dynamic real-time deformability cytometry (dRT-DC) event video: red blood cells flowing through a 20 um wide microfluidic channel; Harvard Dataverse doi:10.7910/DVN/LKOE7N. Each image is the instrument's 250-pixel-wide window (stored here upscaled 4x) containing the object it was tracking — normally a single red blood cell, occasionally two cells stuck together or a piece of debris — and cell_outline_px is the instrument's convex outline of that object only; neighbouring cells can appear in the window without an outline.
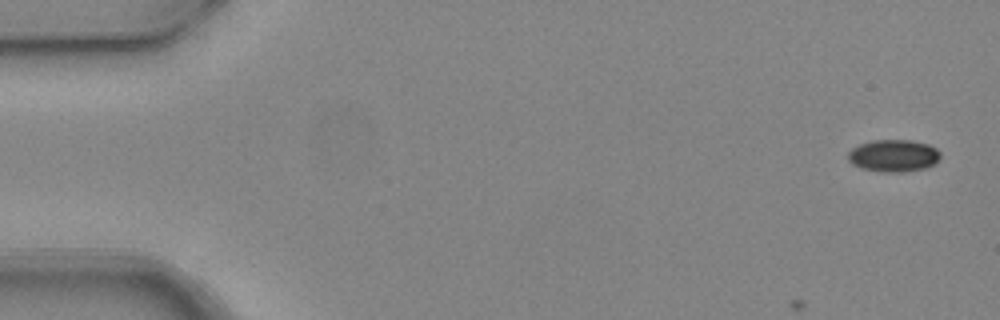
{"species": "common noctule bat (a hibernating species)", "species_latin": "Nyctalus noctula", "temperature_condition": "warm", "stored_images_in_passage": 7, "camera_frame_rate_fps": 3000, "um_per_image_px": 0.085, "animal": {"sex": "female", "body_mass_g": 24.6, "forearm_length_mm": 56.2}, "frame": {"image": 1, "passage_image": 1, "time_ms": 0.0, "image_size_px": [1000, 320], "cell_outline_px": [[940, 156], [936, 164], [924, 168], [904, 172], [884, 172], [860, 168], [852, 164], [848, 160], [848, 152], [852, 148], [860, 144], [872, 140], [912, 140], [928, 144], [936, 148], [940, 152]], "centroid_in_image_um": [75.95, 13.23], "position_along_channel_um": 9.0, "area_um2": 17.46}}
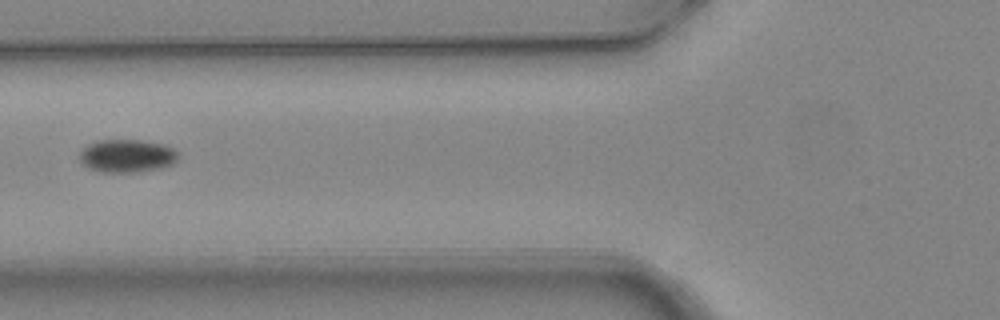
{"frame": {"image": 2, "passage_image": 6, "time_ms": 1.667, "image_size_px": [1000, 320], "cell_outline_px": [[180, 156], [172, 164], [160, 168], [136, 172], [100, 172], [88, 168], [80, 164], [80, 152], [88, 144], [100, 140], [140, 140], [164, 144], [180, 152]], "centroid_in_image_um": [10.8, 13.25], "position_along_channel_um": 115.0, "area_um2": 19.13}}
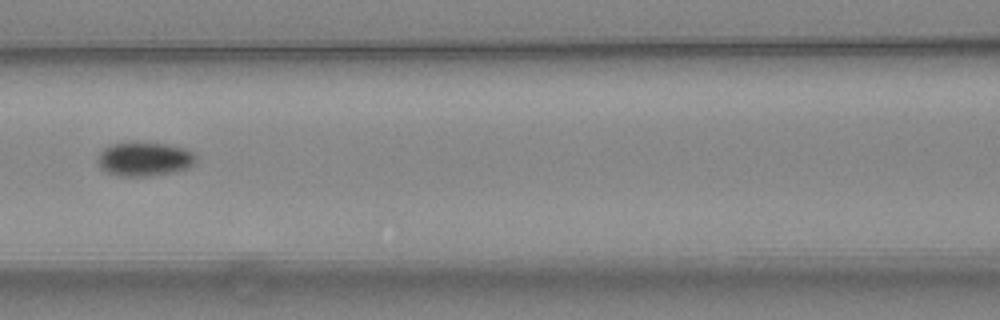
{"frame": {"image": 3, "passage_image": 7, "time_ms": 2.0, "image_size_px": [1000, 320], "cell_outline_px": [[196, 160], [188, 168], [172, 172], [148, 176], [116, 176], [100, 168], [96, 160], [100, 152], [104, 148], [112, 144], [164, 144], [184, 148], [196, 152]], "centroid_in_image_um": [12.27, 13.55], "position_along_channel_um": 154.3, "area_um2": 19.13}}